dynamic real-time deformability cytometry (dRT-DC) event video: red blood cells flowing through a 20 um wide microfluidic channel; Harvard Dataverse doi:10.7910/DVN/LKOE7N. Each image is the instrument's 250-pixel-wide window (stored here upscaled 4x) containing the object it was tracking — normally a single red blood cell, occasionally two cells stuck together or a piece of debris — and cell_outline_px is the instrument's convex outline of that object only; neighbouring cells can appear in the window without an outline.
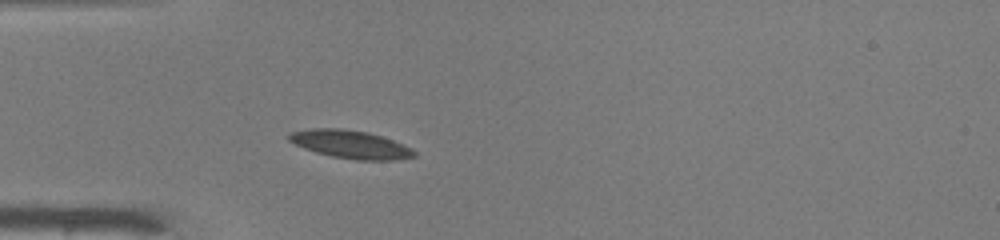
{"species": "common noctule bat (a hibernating species)", "species_latin": "Nyctalus noctula", "temperature_condition": "warm", "stored_images_in_passage": 27, "camera_frame_rate_fps": 3000, "um_per_image_px": 0.085, "animal": {"sex": "male", "body_mass_g": 19.0, "forearm_length_mm": 50.8}, "frame": {"image": 1, "passage_image": 1, "time_ms": 0.0, "image_size_px": [1000, 240], "cell_outline_px": [[416, 156], [392, 160], [356, 160], [332, 156], [316, 152], [304, 148], [288, 140], [288, 132], [312, 128], [340, 128], [368, 132], [392, 140], [412, 148], [416, 152]], "centroid_in_image_um": [29.77, 12.26], "position_along_channel_um": 55.2, "area_um2": 20.4}}
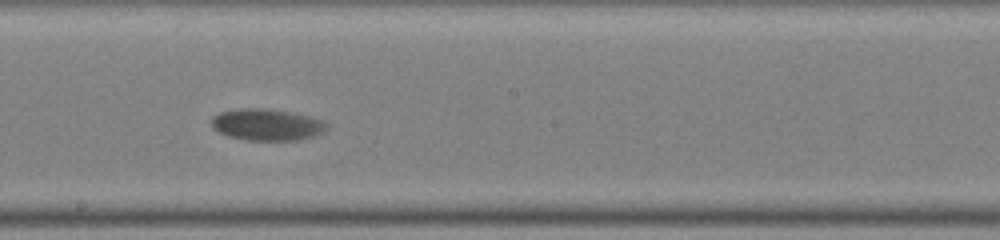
{"frame": {"image": 2, "passage_image": 15, "time_ms": 4.667, "image_size_px": [1000, 240], "cell_outline_px": [[328, 128], [312, 136], [296, 140], [248, 140], [228, 136], [220, 132], [212, 124], [212, 116], [220, 112], [244, 108], [264, 108], [292, 112], [312, 116], [324, 120], [328, 124]], "centroid_in_image_um": [22.72, 10.58], "position_along_channel_um": 225.5, "area_um2": 21.1}}
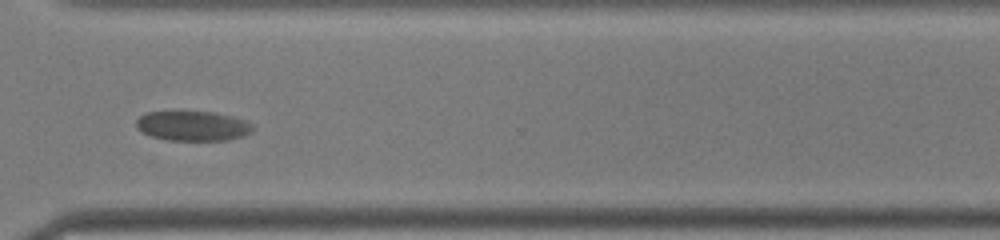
{"frame": {"image": 3, "passage_image": 25, "time_ms": 8.0, "image_size_px": [1000, 240], "cell_outline_px": [[252, 132], [244, 136], [228, 140], [168, 140], [152, 136], [140, 132], [136, 128], [136, 120], [140, 116], [148, 112], [212, 112], [232, 116], [244, 120], [252, 124]], "centroid_in_image_um": [16.38, 10.71], "position_along_channel_um": 354.2, "area_um2": 20.17}, "authors_computed_cell_mechanics": {"area_um2": 20.8658, "velocity_mm_per_s": 3.8206, "shape_relaxation_time_tau1_ms": 3.1406, "shape_relaxation_time_tau2_ms": null, "deformation_change_tau1": 0.1211, "deformation_change_tau2": null}}